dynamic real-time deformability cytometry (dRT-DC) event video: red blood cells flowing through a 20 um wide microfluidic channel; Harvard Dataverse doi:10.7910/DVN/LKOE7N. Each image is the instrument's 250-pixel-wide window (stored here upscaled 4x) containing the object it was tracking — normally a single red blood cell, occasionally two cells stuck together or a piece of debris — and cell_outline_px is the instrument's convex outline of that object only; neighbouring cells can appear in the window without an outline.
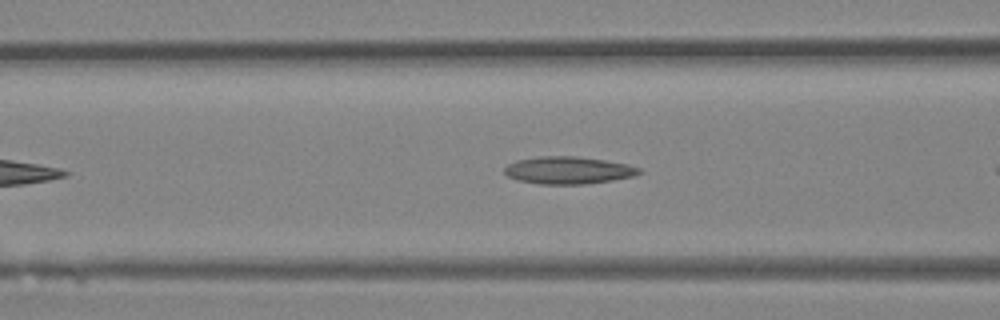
{"species": "Egyptian fruit bat (a non-hibernating species)", "species_latin": "Rousettus aegyptiacus", "temperature_condition": "room temperature", "stored_images_in_passage": 21, "camera_frame_rate_fps": 3000, "um_per_image_px": 0.085, "animal": {"sex": "female"}, "frame": {"image": 1, "passage_image": 4, "time_ms": 1.0, "image_size_px": [1000, 320], "cell_outline_px": [[644, 172], [632, 176], [612, 180], [584, 184], [540, 184], [516, 180], [508, 176], [504, 172], [504, 168], [508, 164], [516, 160], [540, 156], [576, 156], [604, 160], [628, 164], [640, 168]], "centroid_in_image_um": [48.29, 14.47], "position_along_channel_um": 118.3, "area_um2": 21.5}}
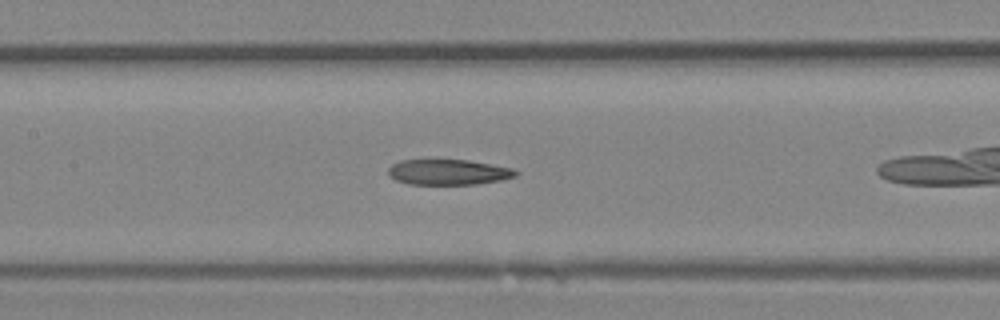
{"frame": {"image": 2, "passage_image": 7, "time_ms": 2.0, "image_size_px": [1000, 320], "cell_outline_px": [[520, 172], [516, 176], [500, 180], [476, 184], [408, 184], [396, 180], [388, 172], [388, 168], [392, 164], [400, 160], [468, 160], [512, 168]], "centroid_in_image_um": [38.12, 14.63], "position_along_channel_um": 169.3, "area_um2": 18.79}}